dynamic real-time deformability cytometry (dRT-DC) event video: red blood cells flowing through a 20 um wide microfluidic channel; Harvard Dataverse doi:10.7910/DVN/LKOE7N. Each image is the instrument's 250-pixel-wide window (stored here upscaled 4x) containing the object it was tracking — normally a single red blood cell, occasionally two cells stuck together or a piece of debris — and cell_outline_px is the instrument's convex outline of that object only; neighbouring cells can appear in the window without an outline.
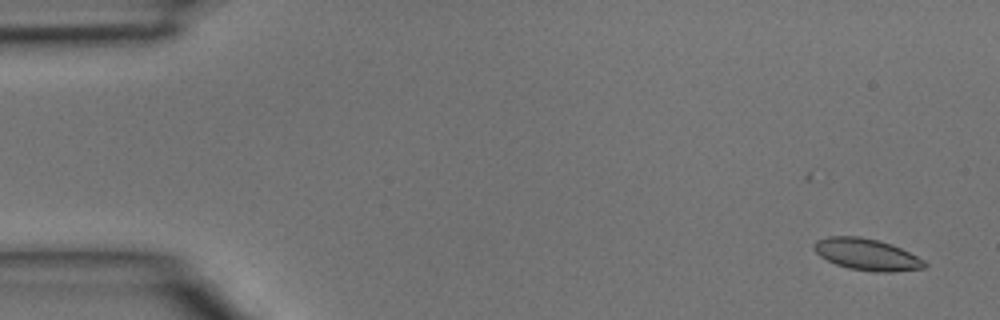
{"species": "common noctule bat (a hibernating species)", "species_latin": "Nyctalus noctula", "temperature_condition": "room temperature", "stored_images_in_passage": 4, "camera_frame_rate_fps": 3000, "um_per_image_px": 0.085, "animal": {"sex": "male", "body_mass_g": 15.6}, "frame": {"image": 1, "passage_image": 2, "time_ms": 0.333, "image_size_px": [1000, 320], "cell_outline_px": [[928, 264], [924, 268], [892, 272], [876, 272], [848, 268], [836, 264], [820, 256], [812, 248], [812, 244], [816, 240], [828, 236], [860, 236], [880, 240], [892, 244], [924, 260]], "centroid_in_image_um": [73.65, 21.62], "position_along_channel_um": 11.3, "area_um2": 20.46}}